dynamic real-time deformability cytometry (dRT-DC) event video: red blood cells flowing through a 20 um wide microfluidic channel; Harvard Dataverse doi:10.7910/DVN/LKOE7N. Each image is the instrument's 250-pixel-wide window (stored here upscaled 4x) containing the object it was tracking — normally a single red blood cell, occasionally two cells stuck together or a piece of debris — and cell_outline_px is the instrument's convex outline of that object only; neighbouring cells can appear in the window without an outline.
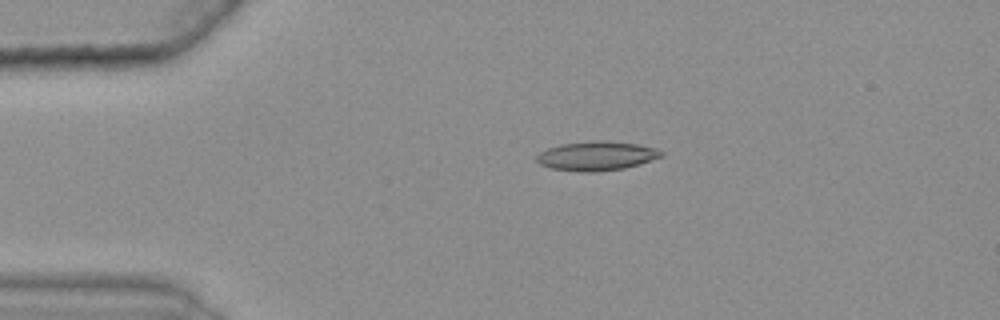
{"species": "common noctule bat (a hibernating species)", "species_latin": "Nyctalus noctula", "temperature_condition": "warm", "stored_images_in_passage": 38, "camera_frame_rate_fps": 3000, "um_per_image_px": 0.085, "animal": {"sex": "female", "body_mass_g": 25.1}, "frame": {"image": 1, "passage_image": 1, "time_ms": 0.0, "image_size_px": [1000, 320], "cell_outline_px": [[664, 156], [624, 168], [596, 172], [580, 172], [552, 168], [540, 164], [536, 160], [536, 156], [540, 152], [548, 148], [560, 144], [600, 140], [636, 144], [656, 148], [664, 152]], "centroid_in_image_um": [50.7, 13.25], "position_along_channel_um": 34.3, "area_um2": 21.04}}
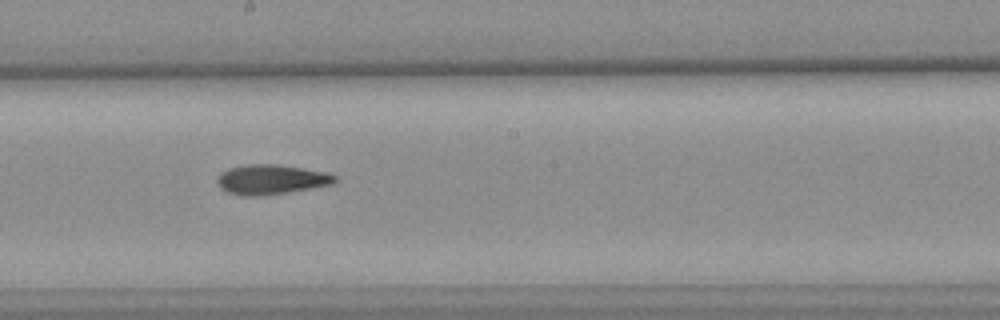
{"frame": {"image": 2, "passage_image": 20, "time_ms": 6.333, "image_size_px": [1000, 320], "cell_outline_px": [[340, 180], [336, 184], [288, 192], [260, 196], [244, 196], [228, 192], [220, 188], [216, 180], [220, 172], [228, 168], [244, 164], [276, 164], [304, 168], [328, 172], [336, 176]], "centroid_in_image_um": [23.09, 15.25], "position_along_channel_um": 225.1, "area_um2": 20.81}}
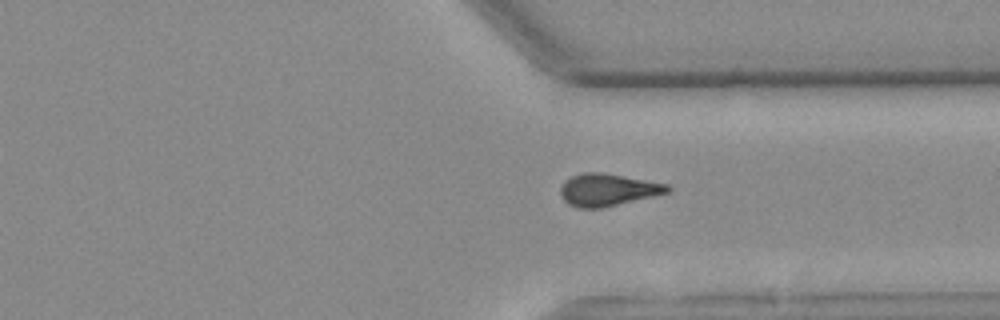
{"frame": {"image": 3, "passage_image": 31, "time_ms": 10.0, "image_size_px": [1000, 320], "cell_outline_px": [[672, 188], [668, 192], [652, 196], [600, 208], [576, 208], [568, 204], [564, 200], [560, 192], [560, 188], [564, 180], [572, 176], [584, 172], [600, 172], [624, 176], [668, 184]], "centroid_in_image_um": [51.62, 16.13], "position_along_channel_um": 359.8, "area_um2": 19.94}, "authors_computed_cell_mechanics": {"area_um2": 19.9699, "velocity_mm_per_s": 3.6571, "shape_relaxation_time_tau1_ms": null, "shape_relaxation_time_tau2_ms": 7.7956, "deformation_change_tau1": null, "deformation_change_tau2": 0.1705}}